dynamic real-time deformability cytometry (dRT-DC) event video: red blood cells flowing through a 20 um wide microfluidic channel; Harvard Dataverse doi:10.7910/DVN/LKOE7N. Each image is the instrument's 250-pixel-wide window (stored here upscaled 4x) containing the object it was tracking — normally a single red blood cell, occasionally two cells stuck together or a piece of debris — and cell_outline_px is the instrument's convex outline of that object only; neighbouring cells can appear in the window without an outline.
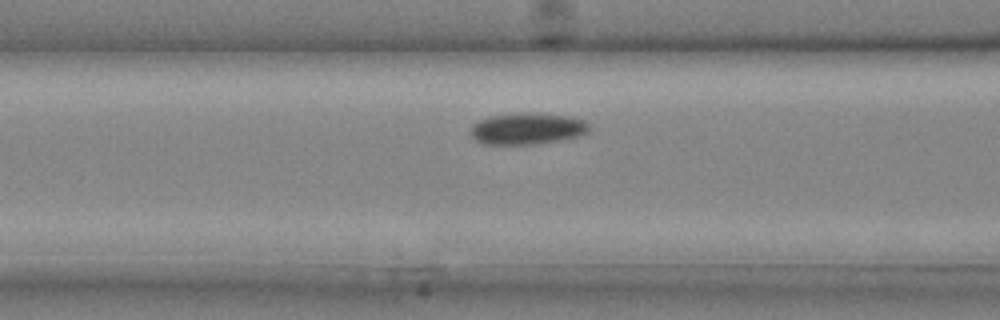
{"species": "common noctule bat (a hibernating species)", "species_latin": "Nyctalus noctula", "temperature_condition": "cold", "stored_images_in_passage": 19, "camera_frame_rate_fps": 3000, "um_per_image_px": 0.085, "animal": {"sex": "male", "body_mass_g": 20.4}, "frame": {"image": 1, "passage_image": 4, "time_ms": 1.0, "image_size_px": [1000, 320], "cell_outline_px": [[588, 132], [580, 136], [560, 140], [536, 144], [484, 144], [476, 140], [472, 136], [472, 128], [480, 120], [488, 116], [520, 112], [536, 112], [572, 116], [584, 120], [588, 124]], "centroid_in_image_um": [44.86, 10.91], "position_along_channel_um": 121.7, "area_um2": 21.91}}
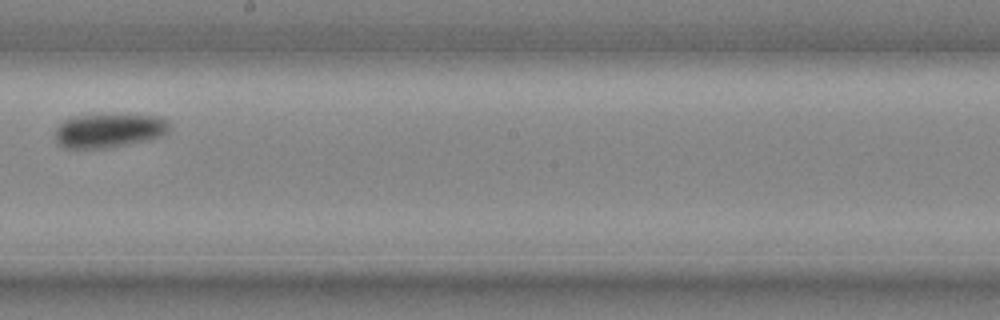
{"frame": {"image": 2, "passage_image": 10, "time_ms": 3.0, "image_size_px": [1000, 320], "cell_outline_px": [[168, 132], [160, 136], [148, 140], [112, 148], [64, 148], [56, 140], [56, 128], [64, 120], [72, 116], [108, 112], [160, 116], [168, 120]], "centroid_in_image_um": [9.28, 11.05], "position_along_channel_um": 238.9, "area_um2": 23.52}}
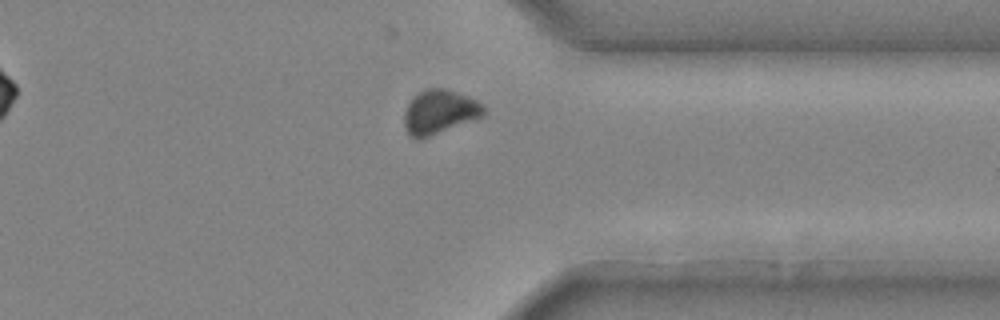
{"frame": {"image": 3, "passage_image": 17, "time_ms": 5.333, "image_size_px": [1000, 320], "cell_outline_px": [[484, 116], [428, 136], [408, 136], [404, 128], [404, 112], [408, 104], [420, 92], [428, 88], [444, 88], [468, 96], [476, 100], [484, 108]], "centroid_in_image_um": [37.35, 9.5], "position_along_channel_um": 374.1, "area_um2": 19.83}}